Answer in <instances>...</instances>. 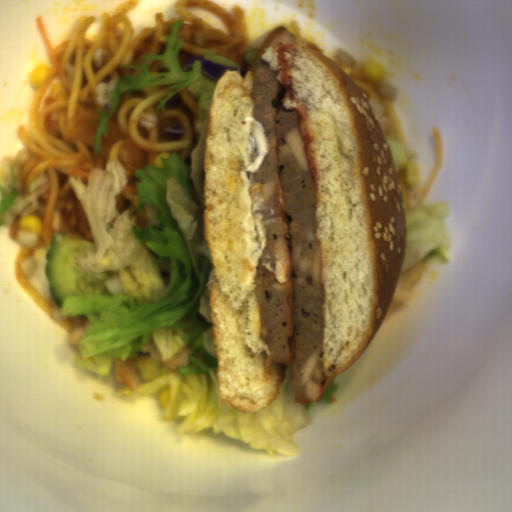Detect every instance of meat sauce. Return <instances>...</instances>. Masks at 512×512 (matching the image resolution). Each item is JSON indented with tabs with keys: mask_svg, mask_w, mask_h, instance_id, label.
Here are the masks:
<instances>
[{
	"mask_svg": "<svg viewBox=\"0 0 512 512\" xmlns=\"http://www.w3.org/2000/svg\"><path fill=\"white\" fill-rule=\"evenodd\" d=\"M124 140L120 145L118 159L126 170L135 171L152 167L156 161L155 151L147 150L135 143L131 136L123 132L114 117L106 120V136H99L101 154L109 156L115 143Z\"/></svg>",
	"mask_w": 512,
	"mask_h": 512,
	"instance_id": "meat-sauce-1",
	"label": "meat sauce"
},
{
	"mask_svg": "<svg viewBox=\"0 0 512 512\" xmlns=\"http://www.w3.org/2000/svg\"><path fill=\"white\" fill-rule=\"evenodd\" d=\"M55 206L71 234H77L94 243L95 239L82 202L73 190H66L60 194Z\"/></svg>",
	"mask_w": 512,
	"mask_h": 512,
	"instance_id": "meat-sauce-2",
	"label": "meat sauce"
}]
</instances>
